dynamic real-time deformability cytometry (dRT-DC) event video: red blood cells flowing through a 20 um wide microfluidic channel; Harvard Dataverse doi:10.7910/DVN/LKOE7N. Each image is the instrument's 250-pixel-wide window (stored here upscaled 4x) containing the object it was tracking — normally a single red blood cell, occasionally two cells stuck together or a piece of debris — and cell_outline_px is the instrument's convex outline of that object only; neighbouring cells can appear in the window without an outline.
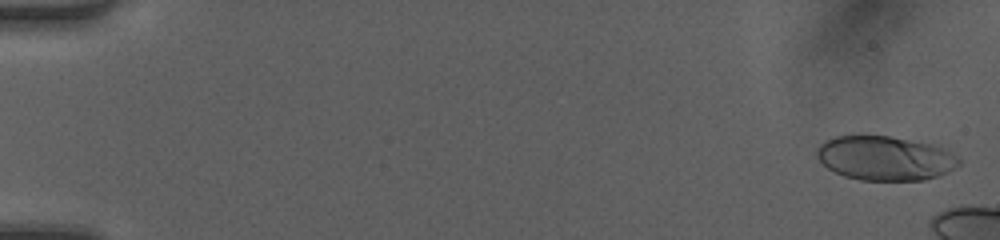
{"species": "human", "species_latin": "Homo sapiens", "temperature_condition": "room temperature", "stored_images_in_passage": 11, "camera_frame_rate_fps": 3000, "um_per_image_px": 0.085, "donor": {"sex": "female"}, "frame": {"image": 1, "passage_image": 2, "time_ms": 0.333, "image_size_px": [1000, 240], "cell_outline_px": [[960, 164], [948, 172], [924, 180], [860, 180], [844, 176], [828, 168], [816, 156], [816, 148], [824, 140], [832, 136], [888, 136], [932, 144], [944, 148], [956, 156], [960, 160]], "centroid_in_image_um": [75.21, 13.44], "position_along_channel_um": 9.8, "area_um2": 36.59}}